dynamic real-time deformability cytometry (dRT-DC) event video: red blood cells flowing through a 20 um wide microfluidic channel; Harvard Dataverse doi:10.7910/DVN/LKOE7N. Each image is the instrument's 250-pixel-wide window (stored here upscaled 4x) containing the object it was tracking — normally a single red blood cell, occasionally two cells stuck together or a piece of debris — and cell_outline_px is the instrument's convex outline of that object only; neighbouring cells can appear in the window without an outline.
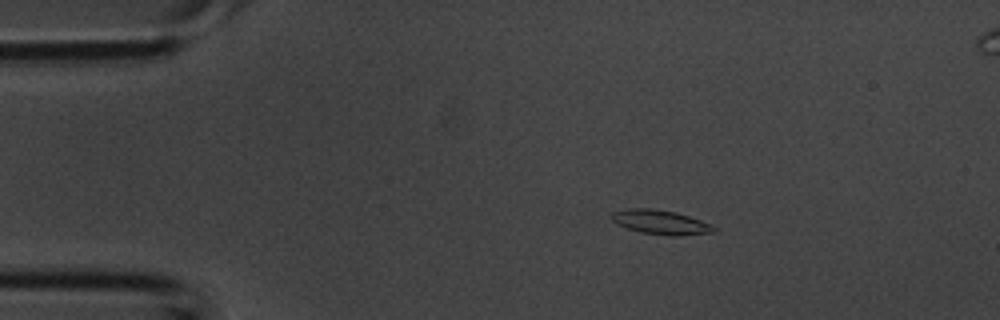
{"species": "common noctule bat (a hibernating species)", "species_latin": "Nyctalus noctula", "temperature_condition": "room temperature", "stored_images_in_passage": 2, "camera_frame_rate_fps": 3000, "um_per_image_px": 0.085, "animal": {"sex": "male", "body_mass_g": 20.1, "forearm_length_mm": 53.5}, "frame": {"image": 1, "passage_image": 2, "time_ms": 0.333, "image_size_px": [1000, 320], "cell_outline_px": [[716, 232], [680, 236], [672, 236], [640, 232], [616, 224], [612, 220], [612, 212], [628, 208], [652, 208], [676, 212], [712, 224], [716, 228]], "centroid_in_image_um": [56.17, 18.89], "position_along_channel_um": 28.8, "area_um2": 14.57}}